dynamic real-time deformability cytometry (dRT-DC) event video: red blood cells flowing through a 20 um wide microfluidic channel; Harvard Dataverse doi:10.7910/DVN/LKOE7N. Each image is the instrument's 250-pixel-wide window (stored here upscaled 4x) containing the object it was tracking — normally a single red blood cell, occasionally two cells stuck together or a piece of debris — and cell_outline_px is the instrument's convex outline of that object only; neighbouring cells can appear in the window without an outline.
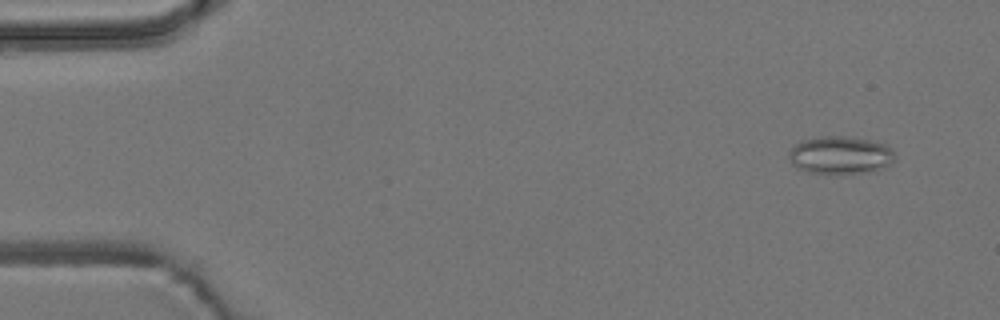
{"species": "common noctule bat (a hibernating species)", "species_latin": "Nyctalus noctula", "temperature_condition": "room temperature", "stored_images_in_passage": 4, "camera_frame_rate_fps": 3000, "um_per_image_px": 0.085, "animal": {"sex": "male", "body_mass_g": 19.2, "forearm_length_mm": 51.8}, "frame": {"image": 1, "passage_image": 1, "time_ms": 0.0, "image_size_px": [1000, 320], "cell_outline_px": [[896, 160], [892, 164], [876, 172], [832, 176], [808, 172], [796, 168], [792, 164], [788, 156], [788, 152], [800, 140], [824, 136], [844, 136], [868, 140], [884, 144], [892, 148], [896, 152]], "centroid_in_image_um": [71.47, 13.24], "position_along_channel_um": 13.5, "area_um2": 24.39}}
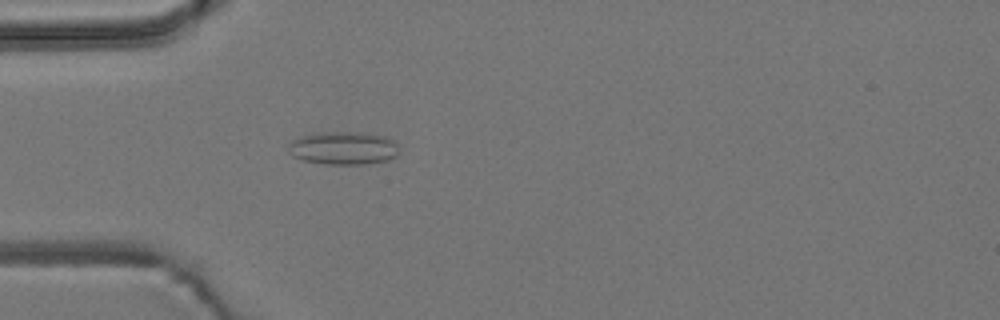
{"frame": {"image": 2, "passage_image": 4, "time_ms": 4.0, "image_size_px": [1000, 320], "cell_outline_px": [[396, 156], [388, 160], [364, 164], [324, 164], [304, 160], [292, 156], [288, 152], [288, 144], [292, 140], [300, 136], [328, 132], [360, 132], [384, 136], [392, 140], [396, 144]], "centroid_in_image_um": [29.14, 12.59], "position_along_channel_um": 55.9, "area_um2": 21.15}}